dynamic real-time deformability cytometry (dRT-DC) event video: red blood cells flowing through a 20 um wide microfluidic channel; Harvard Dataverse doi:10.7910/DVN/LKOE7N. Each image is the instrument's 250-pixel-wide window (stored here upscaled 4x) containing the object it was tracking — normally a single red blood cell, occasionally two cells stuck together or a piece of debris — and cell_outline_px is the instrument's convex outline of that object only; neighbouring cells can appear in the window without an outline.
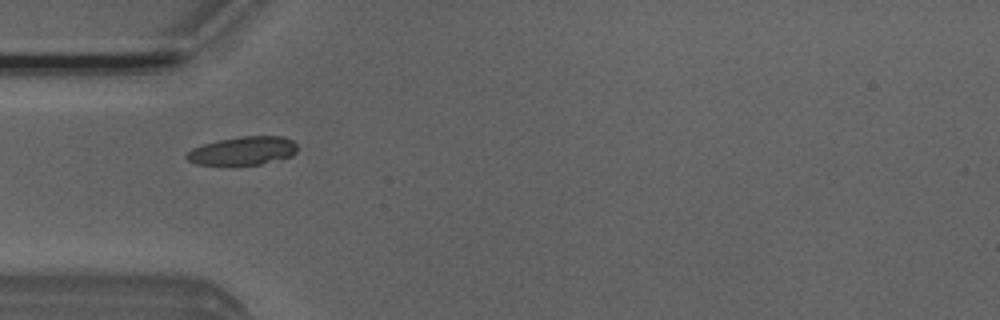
{"species": "Egyptian fruit bat (a non-hibernating species)", "species_latin": "Rousettus aegyptiacus", "temperature_condition": "room temperature", "stored_images_in_passage": 7, "camera_frame_rate_fps": 3000, "um_per_image_px": 0.085, "animal": {"sex": "male"}, "frame": {"image": 1, "passage_image": 5, "time_ms": 1.333, "image_size_px": [1000, 320], "cell_outline_px": [[296, 152], [292, 156], [260, 164], [196, 164], [188, 160], [184, 156], [192, 148], [200, 144], [216, 140], [240, 136], [284, 136], [292, 140], [296, 144]], "centroid_in_image_um": [20.62, 12.79], "position_along_channel_um": 64.4, "area_um2": 18.32}}